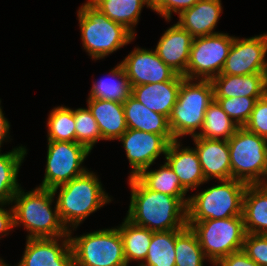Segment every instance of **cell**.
<instances>
[{
    "instance_id": "6da1fadb",
    "label": "cell",
    "mask_w": 267,
    "mask_h": 266,
    "mask_svg": "<svg viewBox=\"0 0 267 266\" xmlns=\"http://www.w3.org/2000/svg\"><path fill=\"white\" fill-rule=\"evenodd\" d=\"M131 200L126 219L153 232L180 230L187 226L189 197L176 198L147 189L136 177H129Z\"/></svg>"
},
{
    "instance_id": "7a4b0ae2",
    "label": "cell",
    "mask_w": 267,
    "mask_h": 266,
    "mask_svg": "<svg viewBox=\"0 0 267 266\" xmlns=\"http://www.w3.org/2000/svg\"><path fill=\"white\" fill-rule=\"evenodd\" d=\"M22 188L14 195V227L23 225L28 235L26 238H56L69 234L60 220L57 205L51 207L55 195L52 190L36 187L24 192Z\"/></svg>"
},
{
    "instance_id": "3957f363",
    "label": "cell",
    "mask_w": 267,
    "mask_h": 266,
    "mask_svg": "<svg viewBox=\"0 0 267 266\" xmlns=\"http://www.w3.org/2000/svg\"><path fill=\"white\" fill-rule=\"evenodd\" d=\"M52 192L54 195L59 193L55 200L58 214L69 232L77 229L79 224L90 214L111 202V198L104 191L98 176L89 170L71 181L53 188Z\"/></svg>"
},
{
    "instance_id": "277c9868",
    "label": "cell",
    "mask_w": 267,
    "mask_h": 266,
    "mask_svg": "<svg viewBox=\"0 0 267 266\" xmlns=\"http://www.w3.org/2000/svg\"><path fill=\"white\" fill-rule=\"evenodd\" d=\"M77 12L82 45L93 60L103 59L135 38L127 28L109 19L89 0Z\"/></svg>"
},
{
    "instance_id": "5b68a950",
    "label": "cell",
    "mask_w": 267,
    "mask_h": 266,
    "mask_svg": "<svg viewBox=\"0 0 267 266\" xmlns=\"http://www.w3.org/2000/svg\"><path fill=\"white\" fill-rule=\"evenodd\" d=\"M184 78L177 101L168 118L169 128L175 140L185 135L196 136L201 129L208 105L213 101L211 80Z\"/></svg>"
},
{
    "instance_id": "8992f818",
    "label": "cell",
    "mask_w": 267,
    "mask_h": 266,
    "mask_svg": "<svg viewBox=\"0 0 267 266\" xmlns=\"http://www.w3.org/2000/svg\"><path fill=\"white\" fill-rule=\"evenodd\" d=\"M219 182L189 197L187 221L242 216L243 197L248 184L236 179Z\"/></svg>"
},
{
    "instance_id": "52a82bcc",
    "label": "cell",
    "mask_w": 267,
    "mask_h": 266,
    "mask_svg": "<svg viewBox=\"0 0 267 266\" xmlns=\"http://www.w3.org/2000/svg\"><path fill=\"white\" fill-rule=\"evenodd\" d=\"M231 179L248 185L267 180V139L239 127L229 139Z\"/></svg>"
},
{
    "instance_id": "ba28073f",
    "label": "cell",
    "mask_w": 267,
    "mask_h": 266,
    "mask_svg": "<svg viewBox=\"0 0 267 266\" xmlns=\"http://www.w3.org/2000/svg\"><path fill=\"white\" fill-rule=\"evenodd\" d=\"M196 234L206 260L216 265L225 256L241 251L246 231L242 216L187 221Z\"/></svg>"
},
{
    "instance_id": "9c48e42d",
    "label": "cell",
    "mask_w": 267,
    "mask_h": 266,
    "mask_svg": "<svg viewBox=\"0 0 267 266\" xmlns=\"http://www.w3.org/2000/svg\"><path fill=\"white\" fill-rule=\"evenodd\" d=\"M73 266H127L122 237L117 228L72 237Z\"/></svg>"
},
{
    "instance_id": "30bf717a",
    "label": "cell",
    "mask_w": 267,
    "mask_h": 266,
    "mask_svg": "<svg viewBox=\"0 0 267 266\" xmlns=\"http://www.w3.org/2000/svg\"><path fill=\"white\" fill-rule=\"evenodd\" d=\"M233 39L234 36L220 32L193 38L187 71L183 77L193 80H211L218 76L223 69Z\"/></svg>"
},
{
    "instance_id": "8fae6325",
    "label": "cell",
    "mask_w": 267,
    "mask_h": 266,
    "mask_svg": "<svg viewBox=\"0 0 267 266\" xmlns=\"http://www.w3.org/2000/svg\"><path fill=\"white\" fill-rule=\"evenodd\" d=\"M45 176L38 187L52 190L84 174L88 169L81 166L91 153L77 142L48 141Z\"/></svg>"
},
{
    "instance_id": "7c38bea8",
    "label": "cell",
    "mask_w": 267,
    "mask_h": 266,
    "mask_svg": "<svg viewBox=\"0 0 267 266\" xmlns=\"http://www.w3.org/2000/svg\"><path fill=\"white\" fill-rule=\"evenodd\" d=\"M266 54L267 33L243 39L236 36L220 74L241 76L267 73Z\"/></svg>"
},
{
    "instance_id": "4fadbf2b",
    "label": "cell",
    "mask_w": 267,
    "mask_h": 266,
    "mask_svg": "<svg viewBox=\"0 0 267 266\" xmlns=\"http://www.w3.org/2000/svg\"><path fill=\"white\" fill-rule=\"evenodd\" d=\"M118 140L122 142L132 168L130 178L153 165L161 154L165 156L170 144L163 135L130 128Z\"/></svg>"
},
{
    "instance_id": "5bb4252c",
    "label": "cell",
    "mask_w": 267,
    "mask_h": 266,
    "mask_svg": "<svg viewBox=\"0 0 267 266\" xmlns=\"http://www.w3.org/2000/svg\"><path fill=\"white\" fill-rule=\"evenodd\" d=\"M121 64L124 67L131 87L171 81L177 75L152 49L135 47Z\"/></svg>"
},
{
    "instance_id": "9a60e30c",
    "label": "cell",
    "mask_w": 267,
    "mask_h": 266,
    "mask_svg": "<svg viewBox=\"0 0 267 266\" xmlns=\"http://www.w3.org/2000/svg\"><path fill=\"white\" fill-rule=\"evenodd\" d=\"M17 266H73L70 235L27 238L24 254Z\"/></svg>"
},
{
    "instance_id": "2e32d148",
    "label": "cell",
    "mask_w": 267,
    "mask_h": 266,
    "mask_svg": "<svg viewBox=\"0 0 267 266\" xmlns=\"http://www.w3.org/2000/svg\"><path fill=\"white\" fill-rule=\"evenodd\" d=\"M201 169L206 181L231 179V164L227 140L205 139L193 136Z\"/></svg>"
},
{
    "instance_id": "e0dca14e",
    "label": "cell",
    "mask_w": 267,
    "mask_h": 266,
    "mask_svg": "<svg viewBox=\"0 0 267 266\" xmlns=\"http://www.w3.org/2000/svg\"><path fill=\"white\" fill-rule=\"evenodd\" d=\"M192 41V35L176 23L161 36L155 52L174 72L183 76L187 71Z\"/></svg>"
},
{
    "instance_id": "ac0fdd59",
    "label": "cell",
    "mask_w": 267,
    "mask_h": 266,
    "mask_svg": "<svg viewBox=\"0 0 267 266\" xmlns=\"http://www.w3.org/2000/svg\"><path fill=\"white\" fill-rule=\"evenodd\" d=\"M180 141L170 142L165 159L174 173L178 176L181 186L188 192L194 190L205 180L201 164L198 159L196 150L193 148L182 147Z\"/></svg>"
},
{
    "instance_id": "d6986e66",
    "label": "cell",
    "mask_w": 267,
    "mask_h": 266,
    "mask_svg": "<svg viewBox=\"0 0 267 266\" xmlns=\"http://www.w3.org/2000/svg\"><path fill=\"white\" fill-rule=\"evenodd\" d=\"M184 79L177 74L171 81L131 87V96L151 111L169 118Z\"/></svg>"
},
{
    "instance_id": "ffe728a7",
    "label": "cell",
    "mask_w": 267,
    "mask_h": 266,
    "mask_svg": "<svg viewBox=\"0 0 267 266\" xmlns=\"http://www.w3.org/2000/svg\"><path fill=\"white\" fill-rule=\"evenodd\" d=\"M211 82L214 98L262 97L267 92V73L219 74Z\"/></svg>"
},
{
    "instance_id": "44dd1931",
    "label": "cell",
    "mask_w": 267,
    "mask_h": 266,
    "mask_svg": "<svg viewBox=\"0 0 267 266\" xmlns=\"http://www.w3.org/2000/svg\"><path fill=\"white\" fill-rule=\"evenodd\" d=\"M221 0H199L194 6L179 14L177 24L193 38L213 35L222 13Z\"/></svg>"
},
{
    "instance_id": "7402d4cb",
    "label": "cell",
    "mask_w": 267,
    "mask_h": 266,
    "mask_svg": "<svg viewBox=\"0 0 267 266\" xmlns=\"http://www.w3.org/2000/svg\"><path fill=\"white\" fill-rule=\"evenodd\" d=\"M87 103L103 140H118L126 132L123 103L95 98H88Z\"/></svg>"
},
{
    "instance_id": "603a6c76",
    "label": "cell",
    "mask_w": 267,
    "mask_h": 266,
    "mask_svg": "<svg viewBox=\"0 0 267 266\" xmlns=\"http://www.w3.org/2000/svg\"><path fill=\"white\" fill-rule=\"evenodd\" d=\"M127 128L163 135L169 142L175 141L168 118L146 108L131 95L123 102Z\"/></svg>"
},
{
    "instance_id": "cb8c5ba5",
    "label": "cell",
    "mask_w": 267,
    "mask_h": 266,
    "mask_svg": "<svg viewBox=\"0 0 267 266\" xmlns=\"http://www.w3.org/2000/svg\"><path fill=\"white\" fill-rule=\"evenodd\" d=\"M242 217L246 233L267 234V187L248 185L244 197Z\"/></svg>"
},
{
    "instance_id": "d4e9b609",
    "label": "cell",
    "mask_w": 267,
    "mask_h": 266,
    "mask_svg": "<svg viewBox=\"0 0 267 266\" xmlns=\"http://www.w3.org/2000/svg\"><path fill=\"white\" fill-rule=\"evenodd\" d=\"M109 19L123 25L134 36V27L138 24L141 10L145 6L151 8L146 0H89Z\"/></svg>"
},
{
    "instance_id": "484cf974",
    "label": "cell",
    "mask_w": 267,
    "mask_h": 266,
    "mask_svg": "<svg viewBox=\"0 0 267 266\" xmlns=\"http://www.w3.org/2000/svg\"><path fill=\"white\" fill-rule=\"evenodd\" d=\"M26 154L27 149L22 145L7 153L0 152V204L10 205L21 188L17 177Z\"/></svg>"
},
{
    "instance_id": "4316f807",
    "label": "cell",
    "mask_w": 267,
    "mask_h": 266,
    "mask_svg": "<svg viewBox=\"0 0 267 266\" xmlns=\"http://www.w3.org/2000/svg\"><path fill=\"white\" fill-rule=\"evenodd\" d=\"M118 230L122 237L127 265L132 261H139L138 265L143 263L147 257L153 231L137 226L126 218L118 226ZM140 261L142 262L140 263Z\"/></svg>"
},
{
    "instance_id": "83f0119b",
    "label": "cell",
    "mask_w": 267,
    "mask_h": 266,
    "mask_svg": "<svg viewBox=\"0 0 267 266\" xmlns=\"http://www.w3.org/2000/svg\"><path fill=\"white\" fill-rule=\"evenodd\" d=\"M110 79L93 82L88 98L123 103L131 95V85L123 65H116L110 72Z\"/></svg>"
},
{
    "instance_id": "f1b7e54d",
    "label": "cell",
    "mask_w": 267,
    "mask_h": 266,
    "mask_svg": "<svg viewBox=\"0 0 267 266\" xmlns=\"http://www.w3.org/2000/svg\"><path fill=\"white\" fill-rule=\"evenodd\" d=\"M136 178L149 190L176 198H186L187 191L181 186L178 176L166 161L157 170L144 169Z\"/></svg>"
},
{
    "instance_id": "f546056e",
    "label": "cell",
    "mask_w": 267,
    "mask_h": 266,
    "mask_svg": "<svg viewBox=\"0 0 267 266\" xmlns=\"http://www.w3.org/2000/svg\"><path fill=\"white\" fill-rule=\"evenodd\" d=\"M239 126L224 112L216 100L208 105L203 125L197 137L205 139L229 140Z\"/></svg>"
},
{
    "instance_id": "4dcf8cb0",
    "label": "cell",
    "mask_w": 267,
    "mask_h": 266,
    "mask_svg": "<svg viewBox=\"0 0 267 266\" xmlns=\"http://www.w3.org/2000/svg\"><path fill=\"white\" fill-rule=\"evenodd\" d=\"M176 230L153 232L143 266H176Z\"/></svg>"
},
{
    "instance_id": "1f68e13d",
    "label": "cell",
    "mask_w": 267,
    "mask_h": 266,
    "mask_svg": "<svg viewBox=\"0 0 267 266\" xmlns=\"http://www.w3.org/2000/svg\"><path fill=\"white\" fill-rule=\"evenodd\" d=\"M176 266H203L206 259L198 238L190 226L176 230Z\"/></svg>"
},
{
    "instance_id": "d6a6232c",
    "label": "cell",
    "mask_w": 267,
    "mask_h": 266,
    "mask_svg": "<svg viewBox=\"0 0 267 266\" xmlns=\"http://www.w3.org/2000/svg\"><path fill=\"white\" fill-rule=\"evenodd\" d=\"M47 122V141L76 142L73 109L63 105L55 107L51 110Z\"/></svg>"
},
{
    "instance_id": "836d02e7",
    "label": "cell",
    "mask_w": 267,
    "mask_h": 266,
    "mask_svg": "<svg viewBox=\"0 0 267 266\" xmlns=\"http://www.w3.org/2000/svg\"><path fill=\"white\" fill-rule=\"evenodd\" d=\"M76 124V142L90 152L98 140H103L98 124L88 108L73 109Z\"/></svg>"
},
{
    "instance_id": "e575fe53",
    "label": "cell",
    "mask_w": 267,
    "mask_h": 266,
    "mask_svg": "<svg viewBox=\"0 0 267 266\" xmlns=\"http://www.w3.org/2000/svg\"><path fill=\"white\" fill-rule=\"evenodd\" d=\"M259 98L261 97L214 98V100L239 127H244Z\"/></svg>"
},
{
    "instance_id": "d590c367",
    "label": "cell",
    "mask_w": 267,
    "mask_h": 266,
    "mask_svg": "<svg viewBox=\"0 0 267 266\" xmlns=\"http://www.w3.org/2000/svg\"><path fill=\"white\" fill-rule=\"evenodd\" d=\"M242 251L259 266H267V234L246 233Z\"/></svg>"
},
{
    "instance_id": "8d00e7d4",
    "label": "cell",
    "mask_w": 267,
    "mask_h": 266,
    "mask_svg": "<svg viewBox=\"0 0 267 266\" xmlns=\"http://www.w3.org/2000/svg\"><path fill=\"white\" fill-rule=\"evenodd\" d=\"M244 127L267 139V92L255 102L250 119Z\"/></svg>"
},
{
    "instance_id": "74e56055",
    "label": "cell",
    "mask_w": 267,
    "mask_h": 266,
    "mask_svg": "<svg viewBox=\"0 0 267 266\" xmlns=\"http://www.w3.org/2000/svg\"><path fill=\"white\" fill-rule=\"evenodd\" d=\"M199 0H161L152 10L166 19L171 20L172 12L180 14L182 11L191 8Z\"/></svg>"
},
{
    "instance_id": "f35d334b",
    "label": "cell",
    "mask_w": 267,
    "mask_h": 266,
    "mask_svg": "<svg viewBox=\"0 0 267 266\" xmlns=\"http://www.w3.org/2000/svg\"><path fill=\"white\" fill-rule=\"evenodd\" d=\"M216 266H259L250 259L242 250L231 253L222 258Z\"/></svg>"
},
{
    "instance_id": "ab89813d",
    "label": "cell",
    "mask_w": 267,
    "mask_h": 266,
    "mask_svg": "<svg viewBox=\"0 0 267 266\" xmlns=\"http://www.w3.org/2000/svg\"><path fill=\"white\" fill-rule=\"evenodd\" d=\"M6 204H0V238L8 235V231L14 228L13 208L5 209ZM2 234V235H1Z\"/></svg>"
},
{
    "instance_id": "60d3db41",
    "label": "cell",
    "mask_w": 267,
    "mask_h": 266,
    "mask_svg": "<svg viewBox=\"0 0 267 266\" xmlns=\"http://www.w3.org/2000/svg\"><path fill=\"white\" fill-rule=\"evenodd\" d=\"M9 130H10V123L4 117V114L1 108V99H0V152H1V146L3 144V141L5 142V140H8L7 138H10L8 134Z\"/></svg>"
},
{
    "instance_id": "b9f144b4",
    "label": "cell",
    "mask_w": 267,
    "mask_h": 266,
    "mask_svg": "<svg viewBox=\"0 0 267 266\" xmlns=\"http://www.w3.org/2000/svg\"><path fill=\"white\" fill-rule=\"evenodd\" d=\"M151 10L161 1V0H146Z\"/></svg>"
},
{
    "instance_id": "7bdbcfd3",
    "label": "cell",
    "mask_w": 267,
    "mask_h": 266,
    "mask_svg": "<svg viewBox=\"0 0 267 266\" xmlns=\"http://www.w3.org/2000/svg\"><path fill=\"white\" fill-rule=\"evenodd\" d=\"M0 266H9V265L6 264V262H4V260H2V258H0Z\"/></svg>"
},
{
    "instance_id": "ee69618b",
    "label": "cell",
    "mask_w": 267,
    "mask_h": 266,
    "mask_svg": "<svg viewBox=\"0 0 267 266\" xmlns=\"http://www.w3.org/2000/svg\"><path fill=\"white\" fill-rule=\"evenodd\" d=\"M263 185H265V186L267 187V181H265V182L263 183Z\"/></svg>"
}]
</instances>
